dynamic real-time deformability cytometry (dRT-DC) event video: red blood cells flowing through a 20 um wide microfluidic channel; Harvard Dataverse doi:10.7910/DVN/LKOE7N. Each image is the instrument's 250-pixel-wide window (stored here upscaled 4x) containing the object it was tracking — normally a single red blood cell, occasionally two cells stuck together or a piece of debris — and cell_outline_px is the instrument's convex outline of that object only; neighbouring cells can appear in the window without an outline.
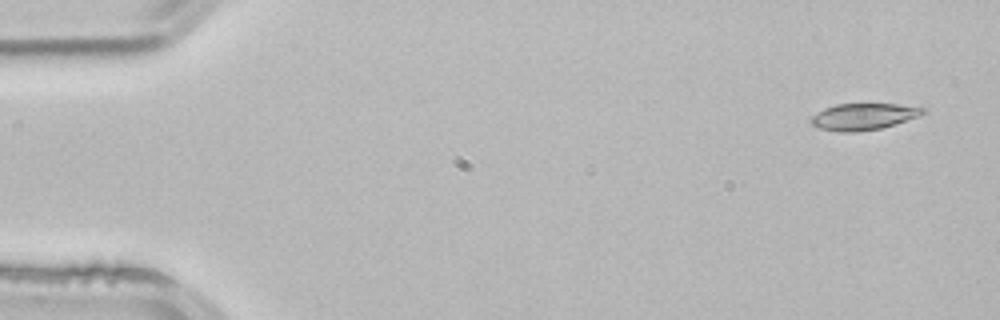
{"species": "common noctule bat (a hibernating species)", "species_latin": "Nyctalus noctula", "temperature_condition": "room temperature", "stored_images_in_passage": 4, "camera_frame_rate_fps": 3000, "um_per_image_px": 0.085, "animal": {"sex": "male", "body_mass_g": 21.5, "forearm_length_mm": 52.0}, "frame": {"image": 1, "passage_image": 1, "time_ms": 0.0, "image_size_px": [1000, 320], "cell_outline_px": [[928, 112], [920, 116], [880, 128], [856, 132], [840, 132], [820, 128], [812, 124], [808, 120], [816, 112], [824, 108], [836, 104], [896, 104], [924, 108]], "centroid_in_image_um": [73.37, 9.9], "position_along_channel_um": 11.6, "area_um2": 17.28}}
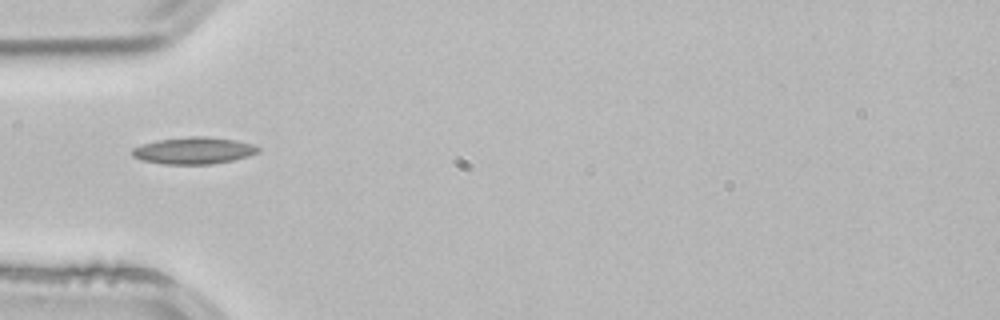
{"frame": {"image": 2, "passage_image": 4, "time_ms": 1.0, "image_size_px": [1000, 320], "cell_outline_px": [[260, 152], [248, 156], [232, 160], [212, 164], [164, 164], [140, 160], [132, 156], [132, 148], [140, 144], [156, 140], [188, 136], [204, 136], [236, 140], [252, 144], [260, 148]], "centroid_in_image_um": [16.43, 12.79], "position_along_channel_um": 68.6, "area_um2": 19.88}}